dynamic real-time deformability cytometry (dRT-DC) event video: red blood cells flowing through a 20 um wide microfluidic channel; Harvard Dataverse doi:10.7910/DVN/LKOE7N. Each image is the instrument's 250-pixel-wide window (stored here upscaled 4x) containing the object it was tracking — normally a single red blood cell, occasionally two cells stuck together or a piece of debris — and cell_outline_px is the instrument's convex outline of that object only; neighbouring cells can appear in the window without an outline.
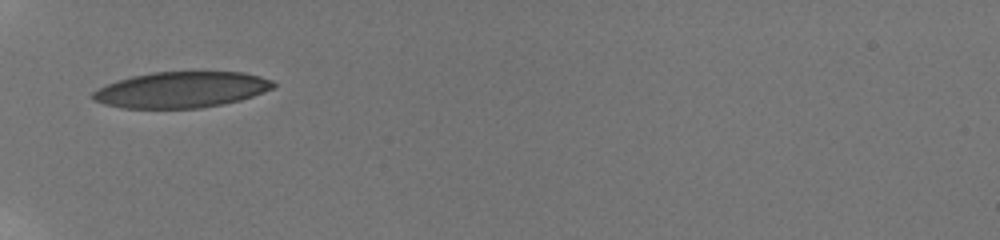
{"species": "human", "species_latin": "Homo sapiens", "temperature_condition": "room temperature", "stored_images_in_passage": 6, "camera_frame_rate_fps": 3000, "um_per_image_px": 0.085, "donor": {"sex": "male"}, "frame": {"image": 1, "passage_image": 1, "time_ms": 0.0, "image_size_px": [1000, 240], "cell_outline_px": [[276, 84], [272, 88], [252, 96], [240, 100], [200, 108], [120, 108], [104, 104], [92, 100], [88, 96], [92, 92], [108, 84], [132, 76], [152, 72], [244, 72], [260, 76], [272, 80]], "centroid_in_image_um": [15.38, 7.63], "position_along_channel_um": 69.6, "area_um2": 37.69}}